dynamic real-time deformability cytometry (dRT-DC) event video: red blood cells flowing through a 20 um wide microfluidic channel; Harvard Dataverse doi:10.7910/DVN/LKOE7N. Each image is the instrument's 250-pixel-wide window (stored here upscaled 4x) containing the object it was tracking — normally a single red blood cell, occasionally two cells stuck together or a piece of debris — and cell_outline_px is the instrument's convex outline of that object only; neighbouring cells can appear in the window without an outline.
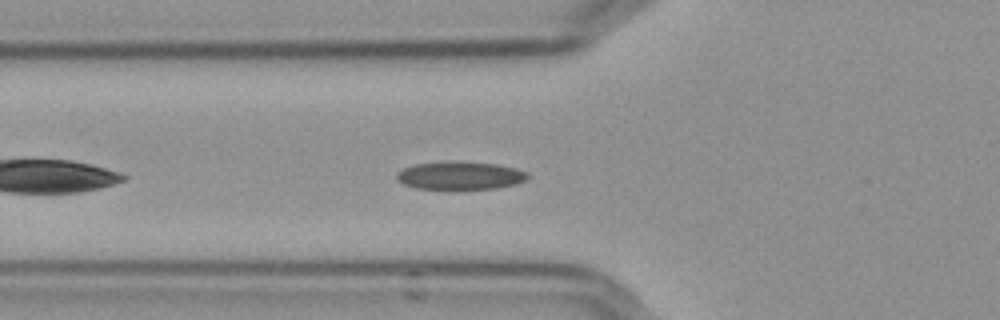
{"species": "Egyptian fruit bat (a non-hibernating species)", "species_latin": "Rousettus aegyptiacus", "temperature_condition": "cold", "stored_images_in_passage": 38, "camera_frame_rate_fps": 3000, "um_per_image_px": 0.085, "frame": {"image": 1, "passage_image": 6, "time_ms": 1.667, "image_size_px": [1000, 320], "cell_outline_px": [[528, 176], [524, 180], [516, 184], [496, 188], [456, 192], [448, 192], [416, 188], [404, 184], [396, 180], [396, 172], [404, 168], [416, 164], [496, 164], [516, 168], [524, 172]], "centroid_in_image_um": [39.06, 15.03], "position_along_channel_um": 86.7, "area_um2": 21.27}}